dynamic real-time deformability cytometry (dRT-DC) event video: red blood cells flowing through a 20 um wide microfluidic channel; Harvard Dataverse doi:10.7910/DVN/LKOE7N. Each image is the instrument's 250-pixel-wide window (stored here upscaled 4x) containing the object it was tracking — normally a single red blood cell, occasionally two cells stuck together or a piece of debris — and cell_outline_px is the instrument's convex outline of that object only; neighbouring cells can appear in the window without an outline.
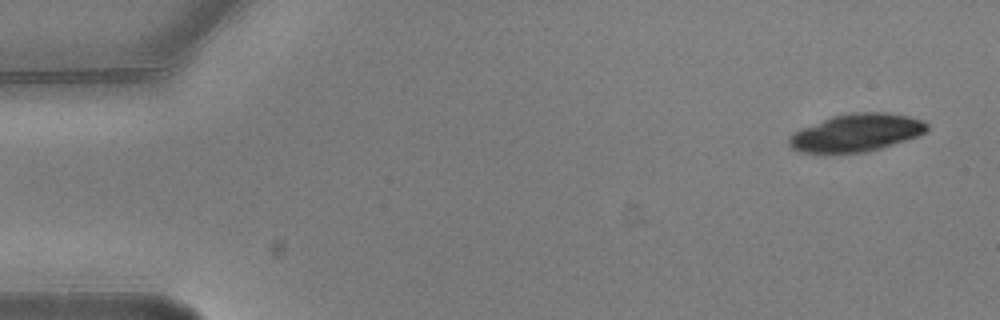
{"species": "common noctule bat (a hibernating species)", "species_latin": "Nyctalus noctula", "temperature_condition": "warm", "stored_images_in_passage": 6, "camera_frame_rate_fps": 3000, "um_per_image_px": 0.085, "animal": {"sex": "male", "body_mass_g": 20.5, "forearm_length_mm": 52.5}, "frame": {"image": 1, "passage_image": 1, "time_ms": 0.0, "image_size_px": [1000, 320], "cell_outline_px": [[928, 132], [920, 136], [880, 148], [864, 152], [828, 156], [824, 156], [800, 152], [792, 148], [788, 144], [788, 136], [800, 128], [832, 116], [852, 112], [888, 112], [908, 116], [924, 120], [928, 124]], "centroid_in_image_um": [72.75, 11.32], "position_along_channel_um": 12.2, "area_um2": 31.39}}